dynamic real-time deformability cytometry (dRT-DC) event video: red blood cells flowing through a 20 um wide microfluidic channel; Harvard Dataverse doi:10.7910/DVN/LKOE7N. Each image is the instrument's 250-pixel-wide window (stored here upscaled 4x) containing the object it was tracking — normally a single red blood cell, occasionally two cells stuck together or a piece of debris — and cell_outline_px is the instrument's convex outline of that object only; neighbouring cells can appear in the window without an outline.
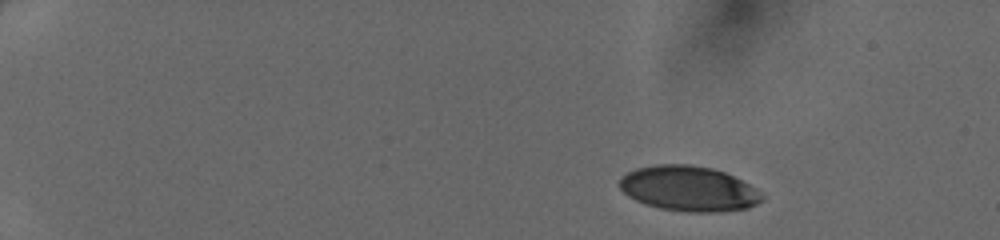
{"species": "human", "species_latin": "Homo sapiens", "temperature_condition": "cold", "stored_images_in_passage": 42, "camera_frame_rate_fps": 3000, "um_per_image_px": 0.085, "donor": {"sex": "female"}, "frame": {"image": 1, "passage_image": 1, "time_ms": 0.0, "image_size_px": [1000, 240], "cell_outline_px": [[764, 200], [748, 208], [720, 212], [688, 212], [660, 208], [644, 204], [628, 196], [620, 188], [620, 176], [636, 168], [656, 164], [688, 164], [712, 168], [724, 172], [756, 188], [764, 196]], "centroid_in_image_um": [58.54, 16.04], "position_along_channel_um": 26.5, "area_um2": 37.57}}
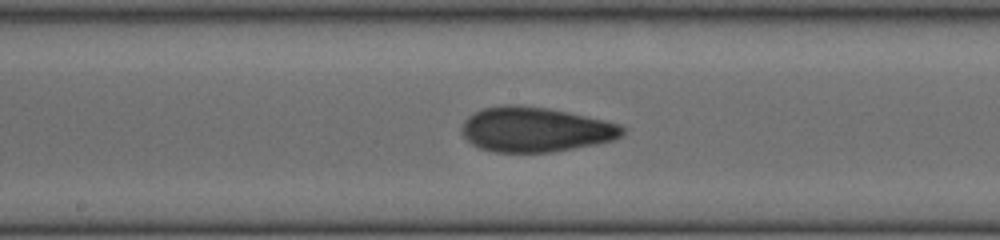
{"frame": {"image": 2, "passage_image": 22, "time_ms": 7.0, "image_size_px": [1000, 240], "cell_outline_px": [[624, 132], [620, 136], [612, 140], [596, 144], [552, 152], [492, 152], [480, 148], [472, 144], [460, 132], [460, 128], [464, 120], [468, 116], [484, 108], [504, 104], [516, 104], [548, 108], [568, 112], [604, 120], [620, 124], [624, 128]], "centroid_in_image_um": [45.47, 11.0], "position_along_channel_um": 202.7, "area_um2": 42.02}}
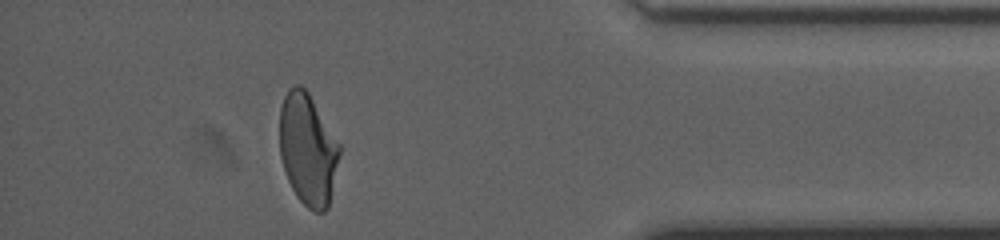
{"frame": {"image": 3, "passage_image": 38, "time_ms": 12.333, "image_size_px": [1000, 240], "cell_outline_px": [[340, 152], [328, 208], [324, 212], [312, 212], [296, 196], [288, 180], [280, 156], [280, 108], [284, 96], [288, 88], [296, 84], [300, 84], [308, 92], [340, 144]], "centroid_in_image_um": [26.15, 12.69], "position_along_channel_um": 409.0, "area_um2": 38.84}}